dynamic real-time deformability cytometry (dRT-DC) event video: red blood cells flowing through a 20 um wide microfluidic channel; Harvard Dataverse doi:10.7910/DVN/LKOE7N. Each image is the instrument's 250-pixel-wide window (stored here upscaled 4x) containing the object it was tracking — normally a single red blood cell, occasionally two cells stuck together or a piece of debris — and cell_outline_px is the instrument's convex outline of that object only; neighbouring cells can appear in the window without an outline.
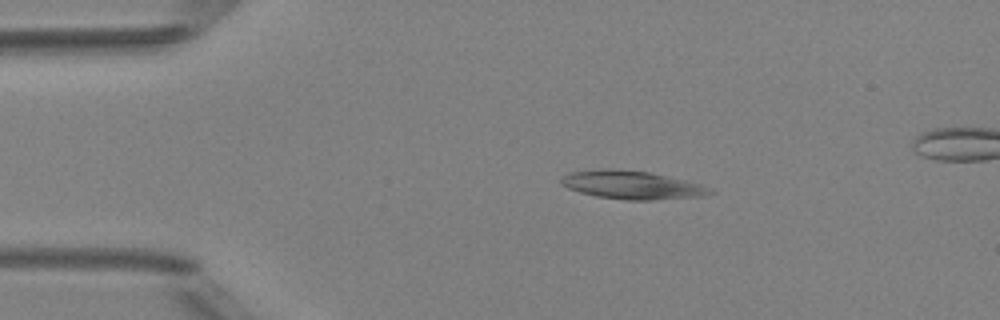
{"species": "Egyptian fruit bat (a non-hibernating species)", "species_latin": "Rousettus aegyptiacus", "temperature_condition": "room temperature", "stored_images_in_passage": 6, "camera_frame_rate_fps": 3000, "um_per_image_px": 0.085, "animal": {"sex": "female"}, "frame": {"image": 1, "passage_image": 2, "time_ms": 1.0, "image_size_px": [1000, 320], "cell_outline_px": [[716, 192], [704, 196], [652, 200], [628, 200], [596, 196], [580, 192], [568, 188], [560, 184], [560, 180], [564, 176], [572, 172], [648, 172], [684, 180], [700, 184]], "centroid_in_image_um": [53.8, 15.79], "position_along_channel_um": 31.2, "area_um2": 23.12}}
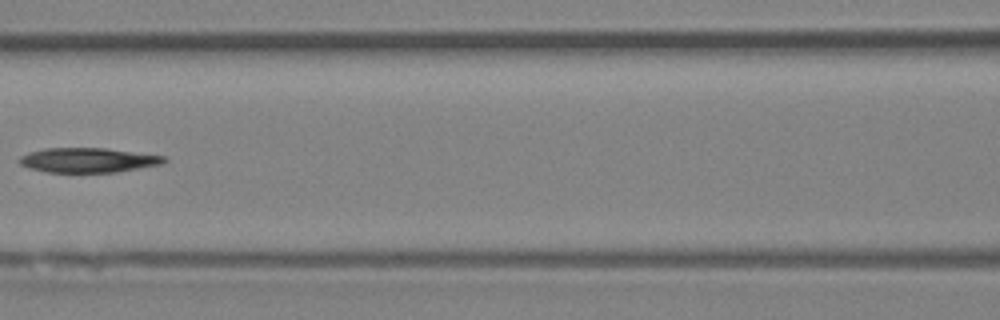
{"frame": {"image": 2, "passage_image": 5, "time_ms": 5.333, "image_size_px": [1000, 320], "cell_outline_px": [[168, 160], [160, 164], [116, 172], [44, 172], [28, 168], [20, 164], [16, 160], [20, 156], [28, 152], [44, 148], [104, 148], [164, 156]], "centroid_in_image_um": [7.4, 13.61], "position_along_channel_um": 159.2, "area_um2": 20.75}}
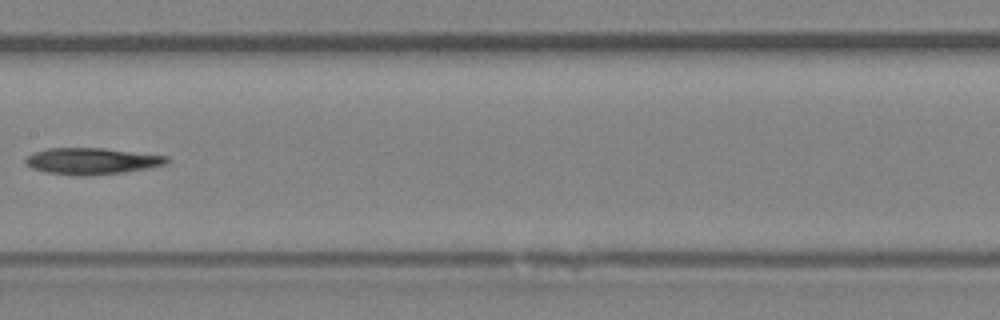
{"frame": {"image": 3, "passage_image": 6, "time_ms": 6.333, "image_size_px": [1000, 320], "cell_outline_px": [[168, 164], [148, 168], [124, 172], [88, 176], [76, 176], [48, 172], [32, 168], [24, 164], [24, 160], [28, 156], [36, 152], [48, 148], [104, 148], [168, 156]], "centroid_in_image_um": [7.81, 13.7], "position_along_channel_um": 199.6, "area_um2": 21.79}}